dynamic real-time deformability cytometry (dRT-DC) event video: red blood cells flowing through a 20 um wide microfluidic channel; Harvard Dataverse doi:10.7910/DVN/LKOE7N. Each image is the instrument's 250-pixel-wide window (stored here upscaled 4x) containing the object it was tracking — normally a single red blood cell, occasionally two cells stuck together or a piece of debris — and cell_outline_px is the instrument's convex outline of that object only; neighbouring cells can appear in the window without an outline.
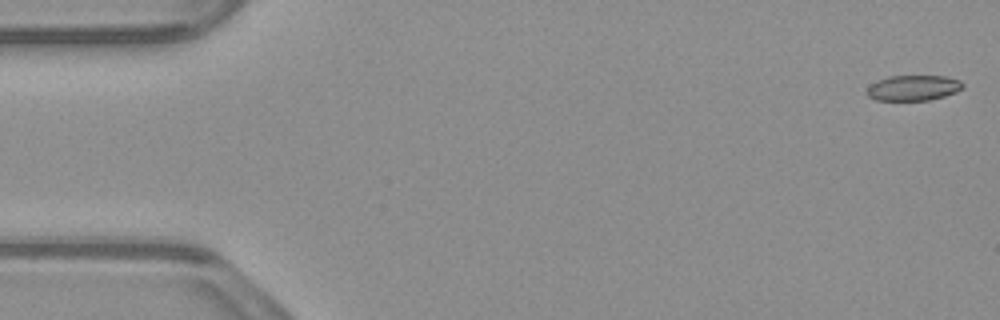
{"species": "common noctule bat (a hibernating species)", "species_latin": "Nyctalus noctula", "temperature_condition": "warm", "stored_images_in_passage": 7, "camera_frame_rate_fps": 3000, "um_per_image_px": 0.085, "animal": {"sex": "male", "body_mass_g": 23.1, "forearm_length_mm": 52.7}, "frame": {"image": 1, "passage_image": 1, "time_ms": 0.0, "image_size_px": [1000, 320], "cell_outline_px": [[964, 88], [956, 92], [944, 96], [928, 100], [876, 100], [868, 96], [864, 92], [876, 80], [888, 76], [944, 76], [960, 80], [964, 84]], "centroid_in_image_um": [77.63, 7.47], "position_along_channel_um": 7.4, "area_um2": 14.28}}